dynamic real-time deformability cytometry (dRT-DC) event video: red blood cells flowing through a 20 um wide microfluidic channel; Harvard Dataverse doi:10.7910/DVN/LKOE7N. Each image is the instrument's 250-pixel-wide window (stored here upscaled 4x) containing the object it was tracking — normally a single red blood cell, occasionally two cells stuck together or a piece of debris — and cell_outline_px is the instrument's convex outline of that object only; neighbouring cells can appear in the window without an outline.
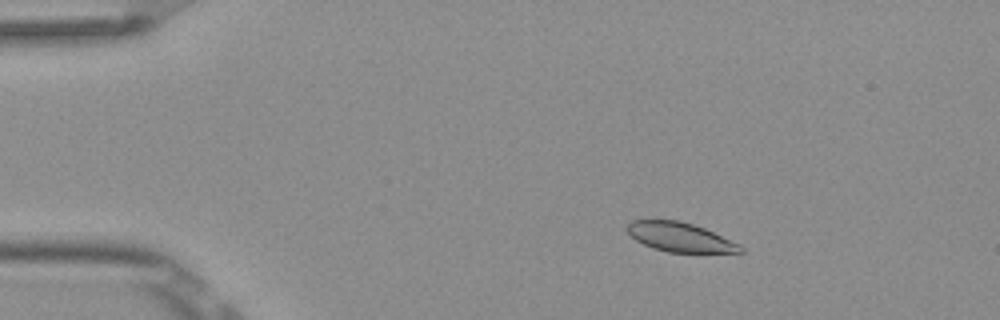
{"species": "Egyptian fruit bat (a non-hibernating species)", "species_latin": "Rousettus aegyptiacus", "temperature_condition": "room temperature", "stored_images_in_passage": 5, "camera_frame_rate_fps": 3000, "um_per_image_px": 0.085, "frame": {"image": 1, "passage_image": 3, "time_ms": 0.667, "image_size_px": [1000, 320], "cell_outline_px": [[744, 252], [668, 252], [652, 248], [636, 240], [624, 228], [632, 220], [680, 220], [704, 228], [740, 244], [744, 248]], "centroid_in_image_um": [57.79, 20.15], "position_along_channel_um": 27.2, "area_um2": 19.19}}